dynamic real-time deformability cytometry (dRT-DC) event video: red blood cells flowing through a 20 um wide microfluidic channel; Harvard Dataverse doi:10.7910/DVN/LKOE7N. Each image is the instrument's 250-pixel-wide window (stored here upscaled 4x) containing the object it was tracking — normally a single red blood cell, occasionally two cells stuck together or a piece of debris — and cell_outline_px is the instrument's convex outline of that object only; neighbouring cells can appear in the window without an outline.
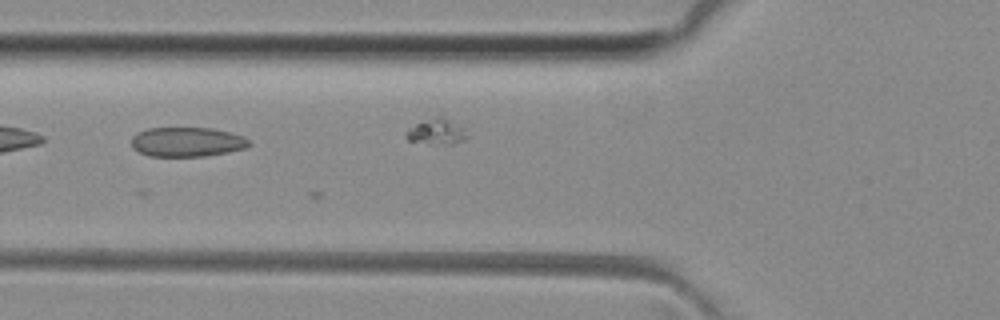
{"species": "common noctule bat (a hibernating species)", "species_latin": "Nyctalus noctula", "temperature_condition": "room temperature", "stored_images_in_passage": 14, "camera_frame_rate_fps": 3000, "um_per_image_px": 0.085, "animal": {"sex": "female", "body_mass_g": 29.2, "forearm_length_mm": 56.3}, "frame": {"image": 1, "passage_image": 9, "time_ms": 2.667, "image_size_px": [1000, 320], "cell_outline_px": [[252, 144], [244, 148], [228, 152], [204, 156], [148, 156], [132, 148], [132, 136], [136, 132], [148, 128], [212, 128], [244, 136]], "centroid_in_image_um": [15.87, 12.06], "position_along_channel_um": 109.9, "area_um2": 20.23}}
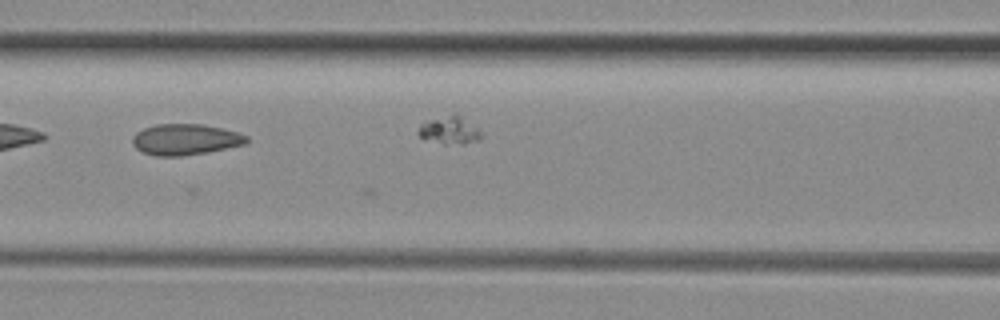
{"frame": {"image": 2, "passage_image": 12, "time_ms": 3.667, "image_size_px": [1000, 320], "cell_outline_px": [[248, 144], [208, 152], [180, 156], [156, 156], [144, 152], [136, 148], [132, 144], [132, 136], [136, 132], [144, 128], [156, 124], [204, 124], [236, 132], [248, 136]], "centroid_in_image_um": [15.76, 11.85], "position_along_channel_um": 150.8, "area_um2": 20.69}}